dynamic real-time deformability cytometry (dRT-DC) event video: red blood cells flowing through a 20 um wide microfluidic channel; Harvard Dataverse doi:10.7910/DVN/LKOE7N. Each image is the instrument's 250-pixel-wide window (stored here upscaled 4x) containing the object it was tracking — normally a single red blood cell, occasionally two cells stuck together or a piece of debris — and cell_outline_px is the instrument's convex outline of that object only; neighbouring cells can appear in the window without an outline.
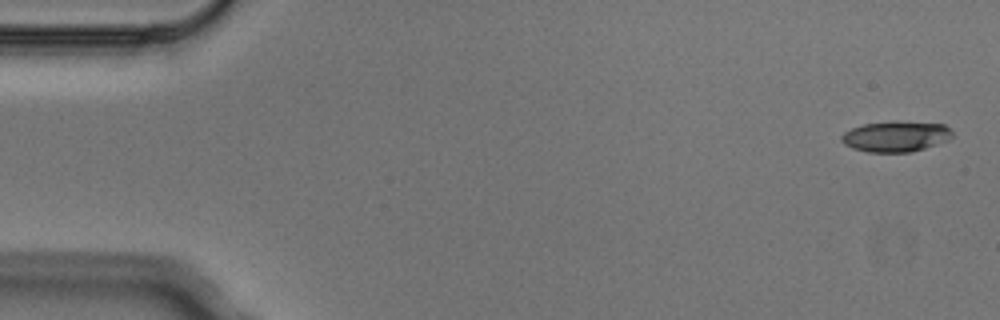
{"species": "Egyptian fruit bat (a non-hibernating species)", "species_latin": "Rousettus aegyptiacus", "temperature_condition": "cold", "stored_images_in_passage": 4, "camera_frame_rate_fps": 3000, "um_per_image_px": 0.085, "animal": {"sex": "male"}, "frame": {"image": 1, "passage_image": 1, "time_ms": 0.0, "image_size_px": [1000, 320], "cell_outline_px": [[952, 136], [948, 140], [912, 152], [868, 152], [852, 148], [844, 144], [840, 140], [840, 136], [844, 132], [852, 128], [864, 124], [892, 120], [896, 120], [944, 124], [952, 132]], "centroid_in_image_um": [76.12, 11.58], "position_along_channel_um": 8.9, "area_um2": 20.0}}
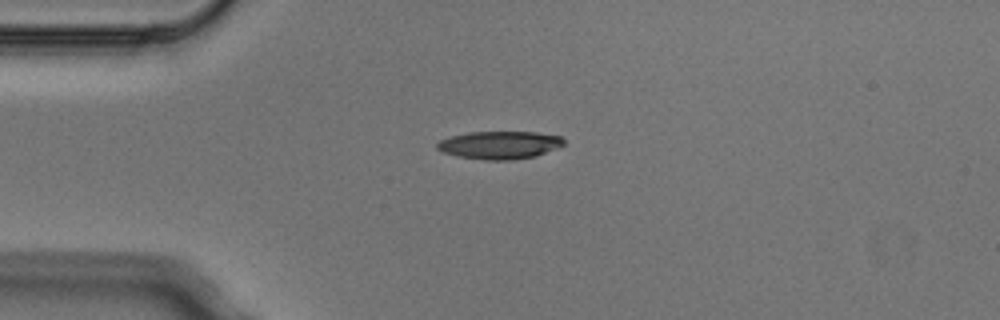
{"frame": {"image": 2, "passage_image": 4, "time_ms": 1.0, "image_size_px": [1000, 320], "cell_outline_px": [[564, 144], [556, 148], [536, 156], [512, 160], [484, 160], [456, 156], [444, 152], [436, 148], [436, 144], [440, 140], [452, 136], [468, 132], [536, 132], [560, 136], [564, 140]], "centroid_in_image_um": [42.45, 12.33], "position_along_channel_um": 42.5, "area_um2": 20.52}}